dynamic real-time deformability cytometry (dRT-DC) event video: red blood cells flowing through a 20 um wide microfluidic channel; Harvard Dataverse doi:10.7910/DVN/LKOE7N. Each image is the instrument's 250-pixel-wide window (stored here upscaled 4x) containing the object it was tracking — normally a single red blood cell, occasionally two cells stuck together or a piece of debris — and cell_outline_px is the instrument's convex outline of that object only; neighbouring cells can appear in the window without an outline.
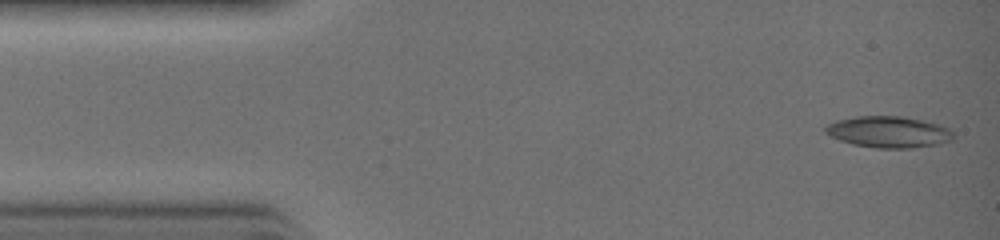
{"species": "common noctule bat (a hibernating species)", "species_latin": "Nyctalus noctula", "temperature_condition": "warm", "stored_images_in_passage": 32, "camera_frame_rate_fps": 3000, "um_per_image_px": 0.085, "animal": {"sex": "female", "body_mass_g": 19.0, "forearm_length_mm": 51.5}, "frame": {"image": 1, "passage_image": 1, "time_ms": 0.0, "image_size_px": [1000, 240], "cell_outline_px": [[956, 136], [952, 140], [936, 144], [912, 148], [876, 148], [852, 144], [840, 140], [824, 132], [824, 128], [828, 124], [836, 120], [856, 116], [900, 116], [940, 124], [948, 128]], "centroid_in_image_um": [75.53, 11.21], "position_along_channel_um": 9.5, "area_um2": 23.35}}
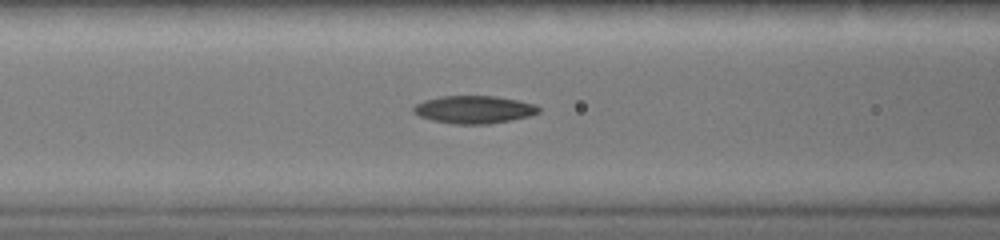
{"frame": {"image": 2, "passage_image": 12, "time_ms": 3.667, "image_size_px": [1000, 240], "cell_outline_px": [[540, 112], [528, 116], [512, 120], [488, 124], [456, 124], [432, 120], [420, 116], [412, 112], [412, 108], [416, 104], [424, 100], [440, 96], [496, 96], [536, 104], [540, 108]], "centroid_in_image_um": [40.29, 9.31], "position_along_channel_um": 126.3, "area_um2": 20.23}}
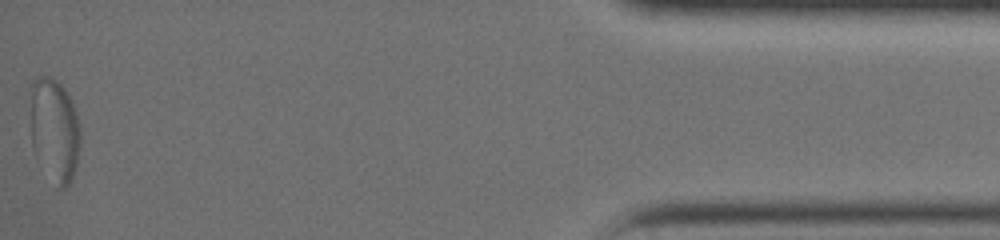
{"frame": {"image": 3, "passage_image": 32, "time_ms": 10.333, "image_size_px": [1000, 240], "cell_outline_px": [[80, 148], [76, 168], [68, 184], [64, 188], [60, 188], [32, 144], [32, 80], [36, 76], [48, 76], [56, 80], [64, 88], [72, 100], [80, 124]], "centroid_in_image_um": [4.69, 10.94], "position_along_channel_um": 430.5, "area_um2": 29.02}}